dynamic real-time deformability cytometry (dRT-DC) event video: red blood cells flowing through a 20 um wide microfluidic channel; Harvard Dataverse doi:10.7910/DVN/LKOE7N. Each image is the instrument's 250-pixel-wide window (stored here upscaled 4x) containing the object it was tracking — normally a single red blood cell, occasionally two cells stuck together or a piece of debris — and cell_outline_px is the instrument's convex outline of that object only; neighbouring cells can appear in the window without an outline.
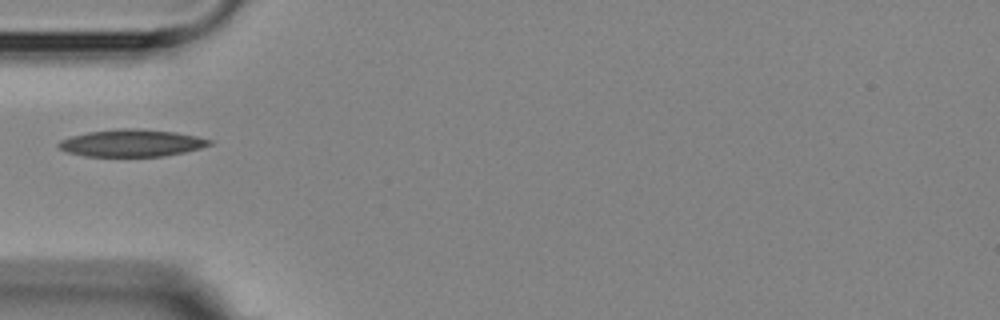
{"species": "Egyptian fruit bat (a non-hibernating species)", "species_latin": "Rousettus aegyptiacus", "temperature_condition": "room temperature", "stored_images_in_passage": 4, "camera_frame_rate_fps": 3000, "um_per_image_px": 0.085, "animal": {"sex": "female"}, "frame": {"image": 1, "passage_image": 1, "time_ms": 0.0, "image_size_px": [1000, 320], "cell_outline_px": [[212, 144], [200, 148], [184, 152], [164, 156], [84, 156], [68, 152], [60, 148], [56, 144], [60, 140], [72, 136], [88, 132], [124, 128], [136, 128], [176, 132], [196, 136], [212, 140]], "centroid_in_image_um": [11.2, 12.15], "position_along_channel_um": 73.8, "area_um2": 23.76}}
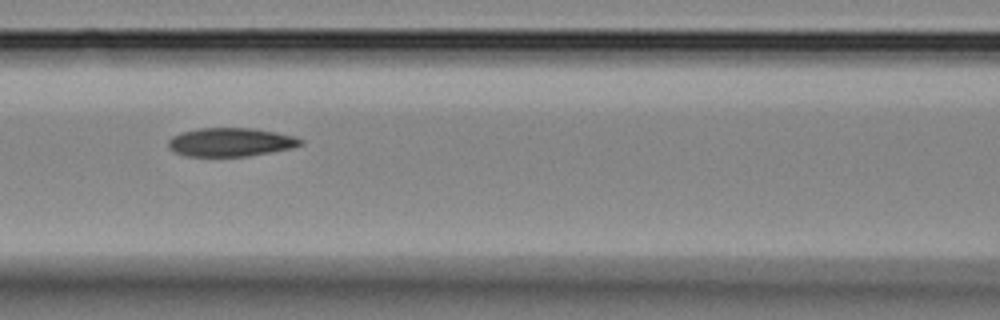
{"frame": {"image": 2, "passage_image": 3, "time_ms": 2.0, "image_size_px": [1000, 320], "cell_outline_px": [[304, 144], [292, 148], [248, 156], [184, 156], [172, 152], [168, 148], [168, 140], [172, 136], [180, 132], [200, 128], [252, 128], [276, 132], [296, 136], [304, 140]], "centroid_in_image_um": [19.59, 12.08], "position_along_channel_um": 147.0, "area_um2": 22.31}}
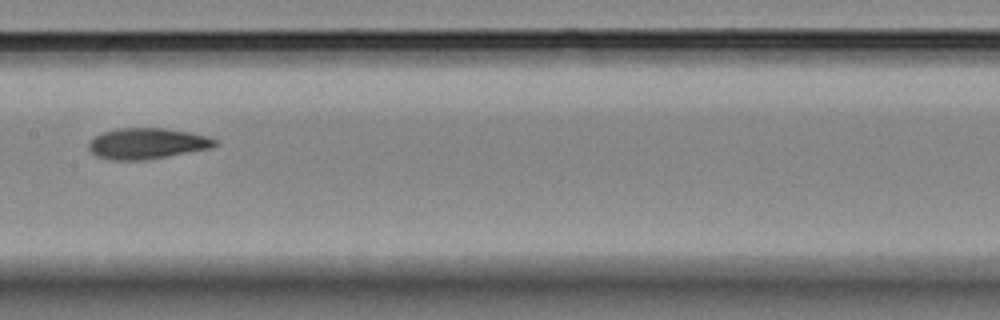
{"frame": {"image": 3, "passage_image": 4, "time_ms": 3.333, "image_size_px": [1000, 320], "cell_outline_px": [[220, 144], [212, 148], [148, 160], [112, 160], [96, 156], [88, 148], [88, 144], [96, 136], [104, 132], [120, 128], [164, 128], [188, 132], [208, 136], [220, 140]], "centroid_in_image_um": [12.57, 12.21], "position_along_channel_um": 194.8, "area_um2": 22.89}}